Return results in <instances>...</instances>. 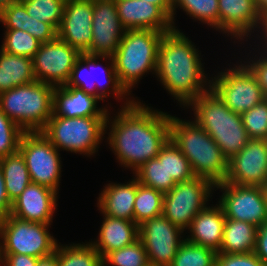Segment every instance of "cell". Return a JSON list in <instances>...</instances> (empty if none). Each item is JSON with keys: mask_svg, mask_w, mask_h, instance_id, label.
<instances>
[{"mask_svg": "<svg viewBox=\"0 0 267 266\" xmlns=\"http://www.w3.org/2000/svg\"><path fill=\"white\" fill-rule=\"evenodd\" d=\"M249 138L267 139V98L241 114Z\"/></svg>", "mask_w": 267, "mask_h": 266, "instance_id": "39", "label": "cell"}, {"mask_svg": "<svg viewBox=\"0 0 267 266\" xmlns=\"http://www.w3.org/2000/svg\"><path fill=\"white\" fill-rule=\"evenodd\" d=\"M108 116L60 117L54 114L41 131L56 147L87 156L94 155L106 132Z\"/></svg>", "mask_w": 267, "mask_h": 266, "instance_id": "7", "label": "cell"}, {"mask_svg": "<svg viewBox=\"0 0 267 266\" xmlns=\"http://www.w3.org/2000/svg\"><path fill=\"white\" fill-rule=\"evenodd\" d=\"M13 202L9 199L5 181L0 166V219L7 217L11 213Z\"/></svg>", "mask_w": 267, "mask_h": 266, "instance_id": "45", "label": "cell"}, {"mask_svg": "<svg viewBox=\"0 0 267 266\" xmlns=\"http://www.w3.org/2000/svg\"><path fill=\"white\" fill-rule=\"evenodd\" d=\"M99 237L90 242L102 259L111 251L131 245L139 239V226L134 221L103 216Z\"/></svg>", "mask_w": 267, "mask_h": 266, "instance_id": "24", "label": "cell"}, {"mask_svg": "<svg viewBox=\"0 0 267 266\" xmlns=\"http://www.w3.org/2000/svg\"><path fill=\"white\" fill-rule=\"evenodd\" d=\"M24 131L0 109V159L19 150Z\"/></svg>", "mask_w": 267, "mask_h": 266, "instance_id": "40", "label": "cell"}, {"mask_svg": "<svg viewBox=\"0 0 267 266\" xmlns=\"http://www.w3.org/2000/svg\"><path fill=\"white\" fill-rule=\"evenodd\" d=\"M133 174L138 182L144 186L154 188L162 193L169 192L176 182L168 177L164 164V146L160 153L139 167Z\"/></svg>", "mask_w": 267, "mask_h": 266, "instance_id": "30", "label": "cell"}, {"mask_svg": "<svg viewBox=\"0 0 267 266\" xmlns=\"http://www.w3.org/2000/svg\"><path fill=\"white\" fill-rule=\"evenodd\" d=\"M99 99L72 86H56L53 92V114L60 117L108 116V108H98Z\"/></svg>", "mask_w": 267, "mask_h": 266, "instance_id": "22", "label": "cell"}, {"mask_svg": "<svg viewBox=\"0 0 267 266\" xmlns=\"http://www.w3.org/2000/svg\"><path fill=\"white\" fill-rule=\"evenodd\" d=\"M58 266H103L102 257L90 242L57 245Z\"/></svg>", "mask_w": 267, "mask_h": 266, "instance_id": "32", "label": "cell"}, {"mask_svg": "<svg viewBox=\"0 0 267 266\" xmlns=\"http://www.w3.org/2000/svg\"><path fill=\"white\" fill-rule=\"evenodd\" d=\"M36 266H58L57 247L53 254L39 258Z\"/></svg>", "mask_w": 267, "mask_h": 266, "instance_id": "47", "label": "cell"}, {"mask_svg": "<svg viewBox=\"0 0 267 266\" xmlns=\"http://www.w3.org/2000/svg\"><path fill=\"white\" fill-rule=\"evenodd\" d=\"M55 86L34 81L0 93V109L24 132L42 131L53 115Z\"/></svg>", "mask_w": 267, "mask_h": 266, "instance_id": "6", "label": "cell"}, {"mask_svg": "<svg viewBox=\"0 0 267 266\" xmlns=\"http://www.w3.org/2000/svg\"><path fill=\"white\" fill-rule=\"evenodd\" d=\"M27 1H30V0H16L17 3H24V2H27Z\"/></svg>", "mask_w": 267, "mask_h": 266, "instance_id": "52", "label": "cell"}, {"mask_svg": "<svg viewBox=\"0 0 267 266\" xmlns=\"http://www.w3.org/2000/svg\"><path fill=\"white\" fill-rule=\"evenodd\" d=\"M218 8L219 31L237 40L242 41L247 37L248 41L251 33L263 23V18L256 9L255 0H218Z\"/></svg>", "mask_w": 267, "mask_h": 266, "instance_id": "19", "label": "cell"}, {"mask_svg": "<svg viewBox=\"0 0 267 266\" xmlns=\"http://www.w3.org/2000/svg\"><path fill=\"white\" fill-rule=\"evenodd\" d=\"M170 139L189 160L196 177L224 182L228 159L211 136L194 120H183L170 115Z\"/></svg>", "mask_w": 267, "mask_h": 266, "instance_id": "3", "label": "cell"}, {"mask_svg": "<svg viewBox=\"0 0 267 266\" xmlns=\"http://www.w3.org/2000/svg\"><path fill=\"white\" fill-rule=\"evenodd\" d=\"M254 253L267 266V222L257 228Z\"/></svg>", "mask_w": 267, "mask_h": 266, "instance_id": "44", "label": "cell"}, {"mask_svg": "<svg viewBox=\"0 0 267 266\" xmlns=\"http://www.w3.org/2000/svg\"><path fill=\"white\" fill-rule=\"evenodd\" d=\"M158 6L172 21L173 17V0H144Z\"/></svg>", "mask_w": 267, "mask_h": 266, "instance_id": "46", "label": "cell"}, {"mask_svg": "<svg viewBox=\"0 0 267 266\" xmlns=\"http://www.w3.org/2000/svg\"><path fill=\"white\" fill-rule=\"evenodd\" d=\"M211 79V89L236 114H243L266 99L256 76L240 61Z\"/></svg>", "mask_w": 267, "mask_h": 266, "instance_id": "9", "label": "cell"}, {"mask_svg": "<svg viewBox=\"0 0 267 266\" xmlns=\"http://www.w3.org/2000/svg\"><path fill=\"white\" fill-rule=\"evenodd\" d=\"M181 8L193 19L219 31L218 0H173L172 25L174 28L176 8Z\"/></svg>", "mask_w": 267, "mask_h": 266, "instance_id": "33", "label": "cell"}, {"mask_svg": "<svg viewBox=\"0 0 267 266\" xmlns=\"http://www.w3.org/2000/svg\"><path fill=\"white\" fill-rule=\"evenodd\" d=\"M186 107L194 110V120L211 136L228 160L250 139L241 115L232 112L212 89L194 98Z\"/></svg>", "mask_w": 267, "mask_h": 266, "instance_id": "4", "label": "cell"}, {"mask_svg": "<svg viewBox=\"0 0 267 266\" xmlns=\"http://www.w3.org/2000/svg\"><path fill=\"white\" fill-rule=\"evenodd\" d=\"M261 42H260V45L261 44H264V45H262V47H263V51H260V52H258L259 54H261V55H263L265 58H267V34H262L261 35ZM262 39H264V41H262ZM263 42H265V43H263ZM265 47V48H264ZM265 51V52H264ZM262 52V53H261ZM264 52V53H263Z\"/></svg>", "mask_w": 267, "mask_h": 266, "instance_id": "49", "label": "cell"}, {"mask_svg": "<svg viewBox=\"0 0 267 266\" xmlns=\"http://www.w3.org/2000/svg\"><path fill=\"white\" fill-rule=\"evenodd\" d=\"M226 183L267 186V139L250 138L228 161Z\"/></svg>", "mask_w": 267, "mask_h": 266, "instance_id": "16", "label": "cell"}, {"mask_svg": "<svg viewBox=\"0 0 267 266\" xmlns=\"http://www.w3.org/2000/svg\"><path fill=\"white\" fill-rule=\"evenodd\" d=\"M4 35L0 49L13 55L33 58L42 44L27 31L6 29Z\"/></svg>", "mask_w": 267, "mask_h": 266, "instance_id": "36", "label": "cell"}, {"mask_svg": "<svg viewBox=\"0 0 267 266\" xmlns=\"http://www.w3.org/2000/svg\"><path fill=\"white\" fill-rule=\"evenodd\" d=\"M102 262L103 266H150L144 245L139 239L131 245L109 252Z\"/></svg>", "mask_w": 267, "mask_h": 266, "instance_id": "37", "label": "cell"}, {"mask_svg": "<svg viewBox=\"0 0 267 266\" xmlns=\"http://www.w3.org/2000/svg\"><path fill=\"white\" fill-rule=\"evenodd\" d=\"M115 0H94L92 42L85 52L98 56H113L124 35Z\"/></svg>", "mask_w": 267, "mask_h": 266, "instance_id": "17", "label": "cell"}, {"mask_svg": "<svg viewBox=\"0 0 267 266\" xmlns=\"http://www.w3.org/2000/svg\"><path fill=\"white\" fill-rule=\"evenodd\" d=\"M42 224L18 219L12 215L0 219V254H23L42 258L53 254L58 245Z\"/></svg>", "mask_w": 267, "mask_h": 266, "instance_id": "8", "label": "cell"}, {"mask_svg": "<svg viewBox=\"0 0 267 266\" xmlns=\"http://www.w3.org/2000/svg\"><path fill=\"white\" fill-rule=\"evenodd\" d=\"M125 99L113 120L109 119L108 113L106 130L109 126L111 129L109 127L107 141L119 164L133 169L134 173L155 158L170 139V114L142 105L140 101H134L135 98Z\"/></svg>", "mask_w": 267, "mask_h": 266, "instance_id": "1", "label": "cell"}, {"mask_svg": "<svg viewBox=\"0 0 267 266\" xmlns=\"http://www.w3.org/2000/svg\"><path fill=\"white\" fill-rule=\"evenodd\" d=\"M29 16L51 24L56 30L62 21L65 0H30L22 3Z\"/></svg>", "mask_w": 267, "mask_h": 266, "instance_id": "38", "label": "cell"}, {"mask_svg": "<svg viewBox=\"0 0 267 266\" xmlns=\"http://www.w3.org/2000/svg\"><path fill=\"white\" fill-rule=\"evenodd\" d=\"M0 166L8 197L13 202L31 183L25 159L18 150L0 159Z\"/></svg>", "mask_w": 267, "mask_h": 266, "instance_id": "29", "label": "cell"}, {"mask_svg": "<svg viewBox=\"0 0 267 266\" xmlns=\"http://www.w3.org/2000/svg\"><path fill=\"white\" fill-rule=\"evenodd\" d=\"M216 188L223 191L218 204L225 218L248 222L256 227L267 222L265 187L220 182L215 184Z\"/></svg>", "mask_w": 267, "mask_h": 266, "instance_id": "12", "label": "cell"}, {"mask_svg": "<svg viewBox=\"0 0 267 266\" xmlns=\"http://www.w3.org/2000/svg\"><path fill=\"white\" fill-rule=\"evenodd\" d=\"M164 164L168 177H172L176 183L185 182L195 177L189 160L171 139L164 145Z\"/></svg>", "mask_w": 267, "mask_h": 266, "instance_id": "35", "label": "cell"}, {"mask_svg": "<svg viewBox=\"0 0 267 266\" xmlns=\"http://www.w3.org/2000/svg\"><path fill=\"white\" fill-rule=\"evenodd\" d=\"M38 260L31 255L0 254V266H36Z\"/></svg>", "mask_w": 267, "mask_h": 266, "instance_id": "43", "label": "cell"}, {"mask_svg": "<svg viewBox=\"0 0 267 266\" xmlns=\"http://www.w3.org/2000/svg\"><path fill=\"white\" fill-rule=\"evenodd\" d=\"M259 28V31L262 29L261 34H267V15L263 18V23Z\"/></svg>", "mask_w": 267, "mask_h": 266, "instance_id": "50", "label": "cell"}, {"mask_svg": "<svg viewBox=\"0 0 267 266\" xmlns=\"http://www.w3.org/2000/svg\"><path fill=\"white\" fill-rule=\"evenodd\" d=\"M195 47L178 28H173L163 33L158 50L155 75L184 107L211 89V80L206 77Z\"/></svg>", "mask_w": 267, "mask_h": 266, "instance_id": "2", "label": "cell"}, {"mask_svg": "<svg viewBox=\"0 0 267 266\" xmlns=\"http://www.w3.org/2000/svg\"><path fill=\"white\" fill-rule=\"evenodd\" d=\"M255 6L262 18L267 15V0H255Z\"/></svg>", "mask_w": 267, "mask_h": 266, "instance_id": "48", "label": "cell"}, {"mask_svg": "<svg viewBox=\"0 0 267 266\" xmlns=\"http://www.w3.org/2000/svg\"><path fill=\"white\" fill-rule=\"evenodd\" d=\"M257 55L254 56L252 60L246 62V66L251 70V72L256 76L259 86L261 87L263 94L267 98V58L263 55H260L258 58ZM256 57V58H255Z\"/></svg>", "mask_w": 267, "mask_h": 266, "instance_id": "42", "label": "cell"}, {"mask_svg": "<svg viewBox=\"0 0 267 266\" xmlns=\"http://www.w3.org/2000/svg\"><path fill=\"white\" fill-rule=\"evenodd\" d=\"M257 228L248 222L226 218L222 246L218 252L228 254L254 252Z\"/></svg>", "mask_w": 267, "mask_h": 266, "instance_id": "28", "label": "cell"}, {"mask_svg": "<svg viewBox=\"0 0 267 266\" xmlns=\"http://www.w3.org/2000/svg\"><path fill=\"white\" fill-rule=\"evenodd\" d=\"M164 193L144 186L136 179L134 202V222L139 226L144 221L159 216L163 212Z\"/></svg>", "mask_w": 267, "mask_h": 266, "instance_id": "31", "label": "cell"}, {"mask_svg": "<svg viewBox=\"0 0 267 266\" xmlns=\"http://www.w3.org/2000/svg\"><path fill=\"white\" fill-rule=\"evenodd\" d=\"M104 60L107 62L109 60L110 65H106V67L102 66L100 62L97 60ZM105 74V79H107L105 83L106 86L99 88V80L100 78L95 77L94 70H101ZM102 69V70H103ZM94 74H93V72ZM101 72V73H102ZM103 74V75H104ZM94 80V81H93ZM103 83V82H102ZM98 85V86H97ZM103 85V84H102ZM101 85V86H102ZM65 86H72L75 88H79L83 90L85 93L90 94L96 98H98L101 101H104L105 98H108L107 96L111 95V92L113 95H115L116 99L120 100L125 98L127 95L130 94L125 90V88L120 84L115 68H114V61L113 57L111 56H98V55H91L88 53H80L79 57L76 59L74 67L71 71L70 77L68 82ZM96 86V87H95ZM111 86L112 88H110ZM112 89V90H111ZM111 90V91H110ZM125 96V97H124Z\"/></svg>", "mask_w": 267, "mask_h": 266, "instance_id": "13", "label": "cell"}, {"mask_svg": "<svg viewBox=\"0 0 267 266\" xmlns=\"http://www.w3.org/2000/svg\"><path fill=\"white\" fill-rule=\"evenodd\" d=\"M36 81L33 60L0 49V93Z\"/></svg>", "mask_w": 267, "mask_h": 266, "instance_id": "27", "label": "cell"}, {"mask_svg": "<svg viewBox=\"0 0 267 266\" xmlns=\"http://www.w3.org/2000/svg\"><path fill=\"white\" fill-rule=\"evenodd\" d=\"M121 25L125 30L151 29L169 32L171 19L156 5L144 0H115Z\"/></svg>", "mask_w": 267, "mask_h": 266, "instance_id": "21", "label": "cell"}, {"mask_svg": "<svg viewBox=\"0 0 267 266\" xmlns=\"http://www.w3.org/2000/svg\"><path fill=\"white\" fill-rule=\"evenodd\" d=\"M79 54L76 48L58 37L42 43L32 58L36 80L55 87L66 85Z\"/></svg>", "mask_w": 267, "mask_h": 266, "instance_id": "15", "label": "cell"}, {"mask_svg": "<svg viewBox=\"0 0 267 266\" xmlns=\"http://www.w3.org/2000/svg\"><path fill=\"white\" fill-rule=\"evenodd\" d=\"M215 266H266L254 252L244 254L216 253Z\"/></svg>", "mask_w": 267, "mask_h": 266, "instance_id": "41", "label": "cell"}, {"mask_svg": "<svg viewBox=\"0 0 267 266\" xmlns=\"http://www.w3.org/2000/svg\"><path fill=\"white\" fill-rule=\"evenodd\" d=\"M0 22L5 29L27 31L41 43L49 42L57 37V30L49 23H43L29 16L22 3H11L0 11Z\"/></svg>", "mask_w": 267, "mask_h": 266, "instance_id": "26", "label": "cell"}, {"mask_svg": "<svg viewBox=\"0 0 267 266\" xmlns=\"http://www.w3.org/2000/svg\"><path fill=\"white\" fill-rule=\"evenodd\" d=\"M57 194L48 187L30 183L13 201L10 215L24 221L51 224L57 208Z\"/></svg>", "mask_w": 267, "mask_h": 266, "instance_id": "20", "label": "cell"}, {"mask_svg": "<svg viewBox=\"0 0 267 266\" xmlns=\"http://www.w3.org/2000/svg\"><path fill=\"white\" fill-rule=\"evenodd\" d=\"M214 189L215 184L203 177L195 176L191 180L176 183L164 194L162 215L186 231L193 218L207 207L206 203Z\"/></svg>", "mask_w": 267, "mask_h": 266, "instance_id": "10", "label": "cell"}, {"mask_svg": "<svg viewBox=\"0 0 267 266\" xmlns=\"http://www.w3.org/2000/svg\"><path fill=\"white\" fill-rule=\"evenodd\" d=\"M225 219L219 204L205 207L193 218L188 228L190 236L186 237V240L218 252L222 246Z\"/></svg>", "mask_w": 267, "mask_h": 266, "instance_id": "23", "label": "cell"}, {"mask_svg": "<svg viewBox=\"0 0 267 266\" xmlns=\"http://www.w3.org/2000/svg\"><path fill=\"white\" fill-rule=\"evenodd\" d=\"M216 253L212 248L185 239L170 266H215Z\"/></svg>", "mask_w": 267, "mask_h": 266, "instance_id": "34", "label": "cell"}, {"mask_svg": "<svg viewBox=\"0 0 267 266\" xmlns=\"http://www.w3.org/2000/svg\"><path fill=\"white\" fill-rule=\"evenodd\" d=\"M127 183H109L99 194L98 210L103 215L134 221L136 178Z\"/></svg>", "mask_w": 267, "mask_h": 266, "instance_id": "25", "label": "cell"}, {"mask_svg": "<svg viewBox=\"0 0 267 266\" xmlns=\"http://www.w3.org/2000/svg\"><path fill=\"white\" fill-rule=\"evenodd\" d=\"M19 151L25 159L31 183L40 184L58 193L61 177L59 150L41 132H24Z\"/></svg>", "mask_w": 267, "mask_h": 266, "instance_id": "11", "label": "cell"}, {"mask_svg": "<svg viewBox=\"0 0 267 266\" xmlns=\"http://www.w3.org/2000/svg\"><path fill=\"white\" fill-rule=\"evenodd\" d=\"M14 2H16V0H0V11Z\"/></svg>", "mask_w": 267, "mask_h": 266, "instance_id": "51", "label": "cell"}, {"mask_svg": "<svg viewBox=\"0 0 267 266\" xmlns=\"http://www.w3.org/2000/svg\"><path fill=\"white\" fill-rule=\"evenodd\" d=\"M184 231L162 214L139 225V240L143 243L150 266H170L185 238Z\"/></svg>", "mask_w": 267, "mask_h": 266, "instance_id": "14", "label": "cell"}, {"mask_svg": "<svg viewBox=\"0 0 267 266\" xmlns=\"http://www.w3.org/2000/svg\"><path fill=\"white\" fill-rule=\"evenodd\" d=\"M163 33L151 29L125 30L112 57L118 80L129 94L145 73L155 74Z\"/></svg>", "mask_w": 267, "mask_h": 266, "instance_id": "5", "label": "cell"}, {"mask_svg": "<svg viewBox=\"0 0 267 266\" xmlns=\"http://www.w3.org/2000/svg\"><path fill=\"white\" fill-rule=\"evenodd\" d=\"M94 0H65L57 37L85 53L92 42Z\"/></svg>", "mask_w": 267, "mask_h": 266, "instance_id": "18", "label": "cell"}]
</instances>
